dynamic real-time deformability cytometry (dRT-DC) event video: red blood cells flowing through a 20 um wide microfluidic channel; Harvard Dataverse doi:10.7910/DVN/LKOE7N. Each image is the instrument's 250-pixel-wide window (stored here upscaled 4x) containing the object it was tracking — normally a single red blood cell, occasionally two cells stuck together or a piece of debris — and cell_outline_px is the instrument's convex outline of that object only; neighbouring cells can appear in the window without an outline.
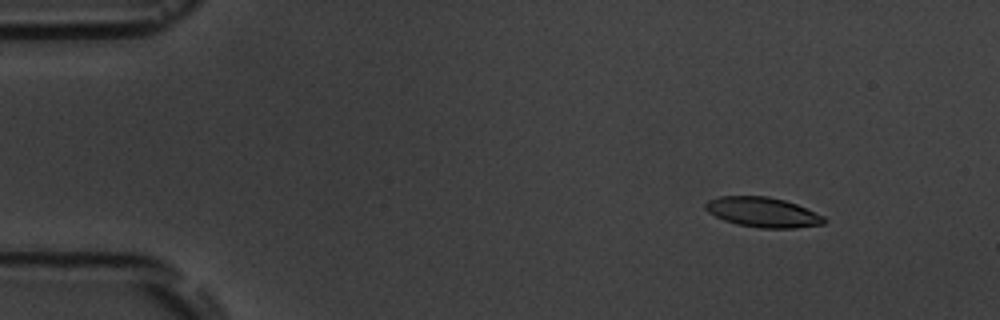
{"species": "common noctule bat (a hibernating species)", "species_latin": "Nyctalus noctula", "temperature_condition": "room temperature", "stored_images_in_passage": 5, "camera_frame_rate_fps": 3000, "um_per_image_px": 0.085, "animal": {"sex": "male", "body_mass_g": 19.5, "forearm_length_mm": 54.6}, "frame": {"image": 1, "passage_image": 2, "time_ms": 1.0, "image_size_px": [1000, 320], "cell_outline_px": [[824, 224], [796, 228], [760, 228], [736, 224], [724, 220], [708, 212], [704, 208], [704, 204], [708, 200], [720, 196], [768, 196], [784, 200], [796, 204], [824, 216]], "centroid_in_image_um": [64.81, 18.04], "position_along_channel_um": 20.2, "area_um2": 20.63}}